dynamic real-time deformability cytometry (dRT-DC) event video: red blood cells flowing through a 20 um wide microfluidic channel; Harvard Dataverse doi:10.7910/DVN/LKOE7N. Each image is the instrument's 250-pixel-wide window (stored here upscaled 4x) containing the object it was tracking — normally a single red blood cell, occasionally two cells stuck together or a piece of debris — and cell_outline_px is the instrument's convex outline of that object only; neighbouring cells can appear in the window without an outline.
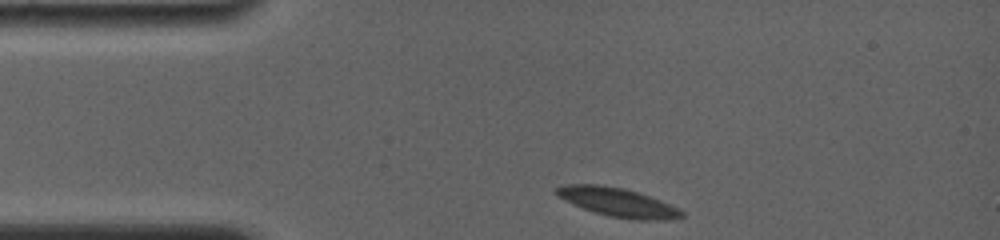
{"species": "common noctule bat (a hibernating species)", "species_latin": "Nyctalus noctula", "temperature_condition": "room temperature", "stored_images_in_passage": 50, "camera_frame_rate_fps": 4000, "um_per_image_px": 0.085, "animal": {"sex": "female", "body_mass_g": 19.0, "forearm_length_mm": 56.7}, "frame": {"image": 1, "passage_image": 1, "time_ms": 0.0, "image_size_px": [1000, 240], "cell_outline_px": [[684, 216], [664, 220], [636, 220], [608, 216], [584, 208], [556, 196], [552, 192], [556, 188], [568, 184], [596, 184], [624, 188], [660, 200], [684, 212]], "centroid_in_image_um": [52.47, 17.19], "position_along_channel_um": 32.5, "area_um2": 20.69}}
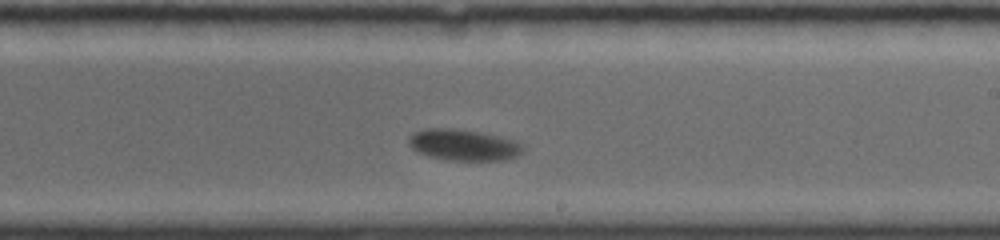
{"frame": {"image": 2, "passage_image": 29, "time_ms": 7.0, "image_size_px": [1000, 240], "cell_outline_px": [[524, 152], [520, 156], [504, 160], [444, 160], [428, 156], [412, 148], [408, 144], [408, 136], [416, 132], [428, 128], [456, 128], [480, 132], [500, 136], [516, 140], [524, 144]], "centroid_in_image_um": [39.46, 12.32], "position_along_channel_um": 249.5, "area_um2": 21.15}}
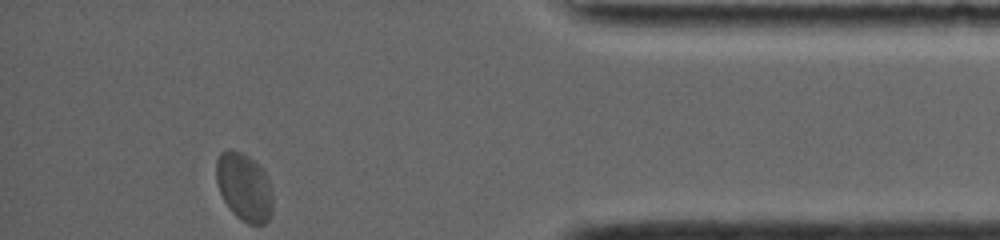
{"frame": {"image": 3, "passage_image": 50, "time_ms": 12.25, "image_size_px": [1000, 240], "cell_outline_px": [[272, 212], [268, 220], [264, 224], [248, 224], [236, 216], [232, 212], [224, 200], [220, 192], [216, 180], [216, 160], [220, 152], [228, 148], [240, 152], [248, 156], [268, 176], [272, 188]], "centroid_in_image_um": [20.75, 15.9], "position_along_channel_um": 414.4, "area_um2": 22.43}, "authors_computed_cell_mechanics": {"area_um2": 20.808, "velocity_mm_per_s": 3.6262, "shape_relaxation_time_tau1_ms": 3.4526, "shape_relaxation_time_tau2_ms": null, "deformation_change_tau1": 0.0933, "deformation_change_tau2": null}}